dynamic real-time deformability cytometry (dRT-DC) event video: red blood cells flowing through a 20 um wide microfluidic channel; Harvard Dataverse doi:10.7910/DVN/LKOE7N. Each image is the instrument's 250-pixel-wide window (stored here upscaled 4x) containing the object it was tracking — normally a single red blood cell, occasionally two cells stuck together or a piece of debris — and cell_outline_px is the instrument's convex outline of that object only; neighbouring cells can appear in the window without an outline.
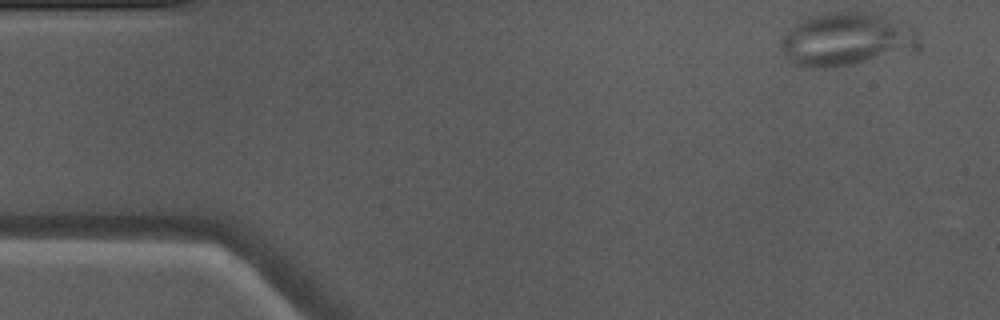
{"species": "Egyptian fruit bat (a non-hibernating species)", "species_latin": "Rousettus aegyptiacus", "temperature_condition": "warm", "stored_images_in_passage": 48, "camera_frame_rate_fps": 3000, "um_per_image_px": 0.085, "animal": {"sex": "male"}, "frame": {"image": 1, "passage_image": 1, "time_ms": 0.0, "image_size_px": [1000, 320], "cell_outline_px": [[916, 32], [912, 36], [892, 48], [864, 60], [852, 64], [824, 68], [808, 68], [792, 64], [780, 48], [780, 44], [784, 36], [800, 20], [812, 16], [836, 12], [864, 12], [908, 20], [916, 28]], "centroid_in_image_um": [71.66, 3.27], "position_along_channel_um": 13.3, "area_um2": 39.77}}
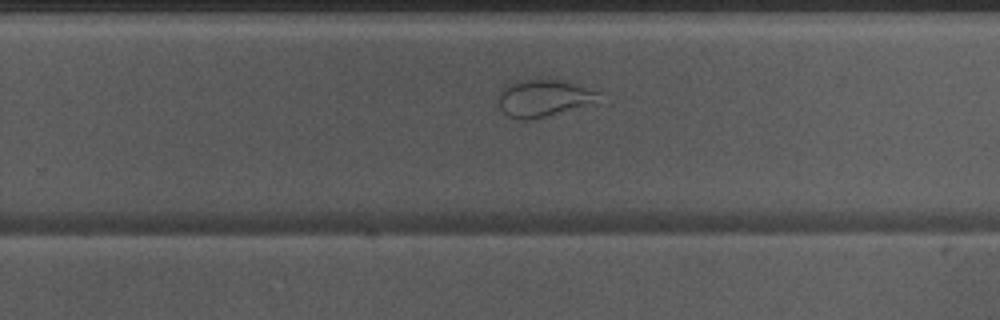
{"frame": {"image": 2, "passage_image": 29, "time_ms": 9.333, "image_size_px": [1000, 320], "cell_outline_px": [[604, 104], [532, 120], [516, 120], [508, 116], [500, 108], [496, 96], [508, 84], [520, 80], [548, 76], [568, 80], [600, 92], [604, 100]], "centroid_in_image_um": [46.38, 8.33], "position_along_channel_um": 283.4, "area_um2": 23.76}}
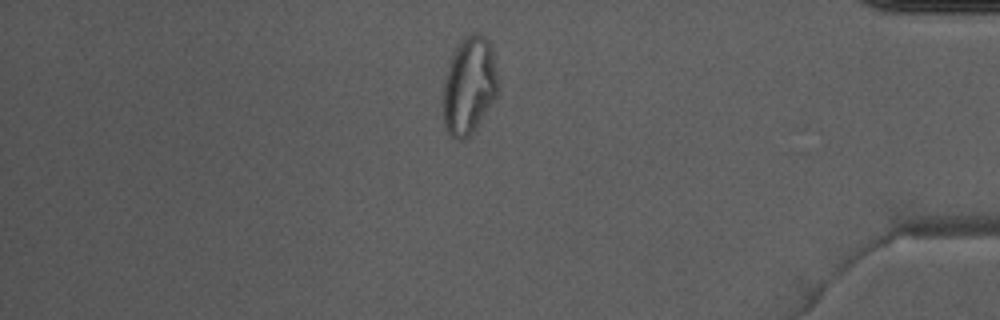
{"frame": {"image": 3, "passage_image": 40, "time_ms": 13.0, "image_size_px": [1000, 320], "cell_outline_px": [[500, 84], [496, 96], [472, 132], [464, 140], [456, 140], [448, 132], [444, 124], [444, 80], [452, 56], [460, 40], [472, 32], [480, 32], [492, 44]], "centroid_in_image_um": [39.92, 7.22], "position_along_channel_um": 395.3, "area_um2": 31.21}}